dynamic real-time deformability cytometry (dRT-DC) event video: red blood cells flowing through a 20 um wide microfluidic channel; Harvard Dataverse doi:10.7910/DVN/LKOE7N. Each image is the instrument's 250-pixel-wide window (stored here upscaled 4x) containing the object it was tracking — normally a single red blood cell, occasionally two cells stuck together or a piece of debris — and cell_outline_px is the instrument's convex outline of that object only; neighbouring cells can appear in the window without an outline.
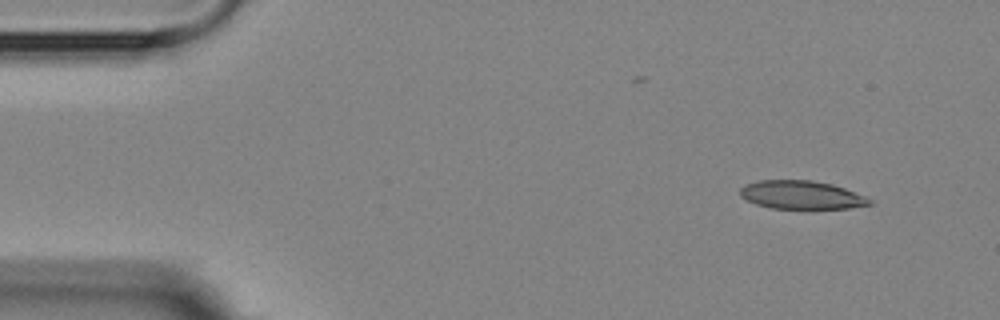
{"species": "Egyptian fruit bat (a non-hibernating species)", "species_latin": "Rousettus aegyptiacus", "temperature_condition": "room temperature", "stored_images_in_passage": 2, "camera_frame_rate_fps": 3000, "um_per_image_px": 0.085, "animal": {"sex": "female"}, "frame": {"image": 1, "passage_image": 2, "time_ms": 2.0, "image_size_px": [1000, 320], "cell_outline_px": [[872, 204], [848, 208], [772, 208], [756, 204], [740, 196], [740, 188], [744, 184], [760, 180], [808, 180], [832, 184], [868, 196], [872, 200]], "centroid_in_image_um": [68.14, 16.56], "position_along_channel_um": 16.9, "area_um2": 21.33}}